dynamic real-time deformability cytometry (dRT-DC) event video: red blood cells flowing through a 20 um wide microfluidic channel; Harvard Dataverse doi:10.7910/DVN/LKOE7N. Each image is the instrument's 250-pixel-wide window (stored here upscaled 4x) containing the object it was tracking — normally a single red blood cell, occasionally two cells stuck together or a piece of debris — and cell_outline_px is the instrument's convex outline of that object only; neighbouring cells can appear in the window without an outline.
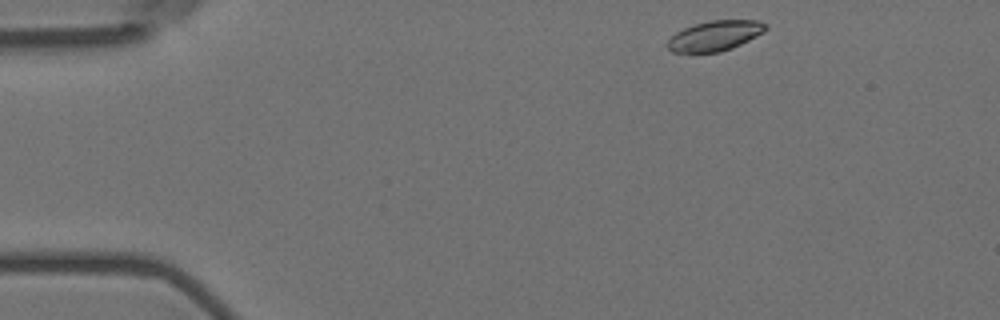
{"species": "Egyptian fruit bat (a non-hibernating species)", "species_latin": "Rousettus aegyptiacus", "temperature_condition": "room temperature", "stored_images_in_passage": 49, "camera_frame_rate_fps": 3000, "um_per_image_px": 0.085, "animal": {"sex": "female"}, "frame": {"image": 1, "passage_image": 1, "time_ms": 0.0, "image_size_px": [1000, 320], "cell_outline_px": [[768, 28], [764, 32], [732, 48], [720, 52], [672, 52], [668, 48], [668, 40], [676, 32], [684, 28], [696, 24], [712, 20], [756, 20], [768, 24]], "centroid_in_image_um": [60.8, 3.03], "position_along_channel_um": 24.2, "area_um2": 17.05}}
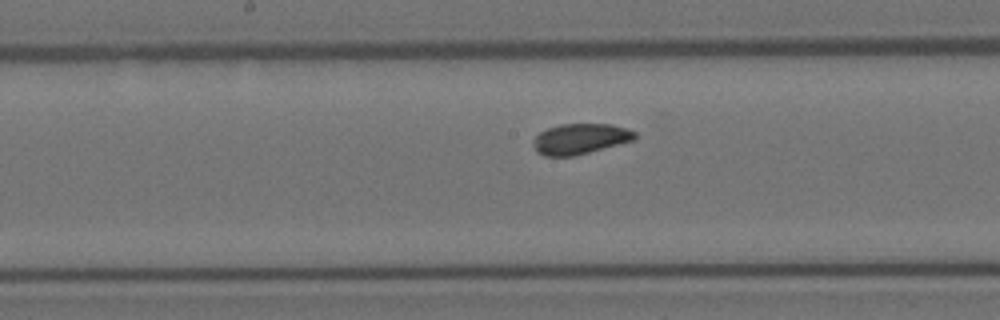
{"frame": {"image": 2, "passage_image": 22, "time_ms": 7.0, "image_size_px": [1000, 320], "cell_outline_px": [[636, 136], [632, 140], [588, 152], [572, 156], [544, 156], [536, 152], [532, 144], [532, 140], [540, 132], [548, 128], [560, 124], [612, 124], [636, 132]], "centroid_in_image_um": [49.25, 11.8], "position_along_channel_um": 199.0, "area_um2": 17.86}}
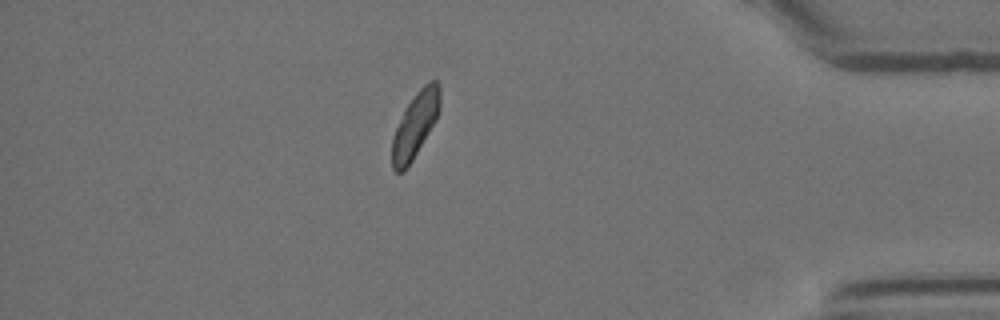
{"frame": {"image": 3, "passage_image": 42, "time_ms": 13.667, "image_size_px": [1000, 320], "cell_outline_px": [[440, 108], [436, 120], [412, 160], [404, 172], [396, 172], [392, 168], [392, 136], [404, 108], [416, 92], [428, 80], [436, 80], [440, 84]], "centroid_in_image_um": [35.29, 10.59], "position_along_channel_um": 399.9, "area_um2": 18.32}, "authors_computed_cell_mechanics": {"area_um2": 18.2648, "velocity_mm_per_s": 3.581, "shape_relaxation_time_tau1_ms": 4.8263, "shape_relaxation_time_tau2_ms": 2.3712, "deformation_change_tau1": 0.0975, "deformation_change_tau2": 0.0756}}